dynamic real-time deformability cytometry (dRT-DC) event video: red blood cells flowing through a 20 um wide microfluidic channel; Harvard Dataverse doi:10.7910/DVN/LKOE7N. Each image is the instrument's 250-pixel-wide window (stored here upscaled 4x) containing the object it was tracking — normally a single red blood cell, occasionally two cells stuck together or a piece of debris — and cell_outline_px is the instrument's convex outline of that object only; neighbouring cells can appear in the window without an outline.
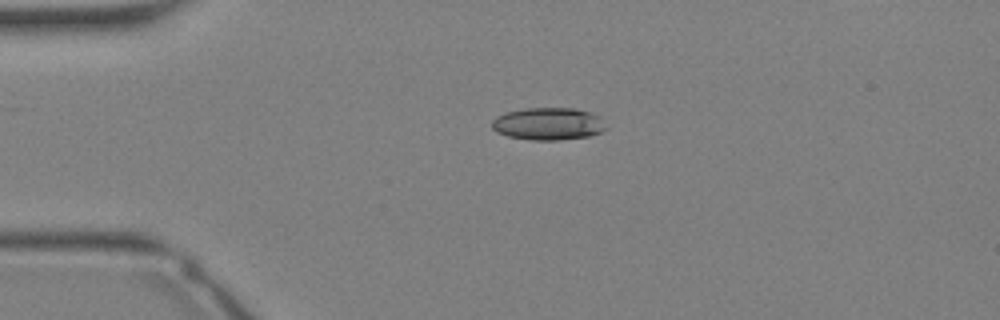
{"species": "Egyptian fruit bat (a non-hibernating species)", "species_latin": "Rousettus aegyptiacus", "temperature_condition": "warm", "stored_images_in_passage": 31, "camera_frame_rate_fps": 3000, "um_per_image_px": 0.085, "animal": {"sex": "female"}, "frame": {"image": 1, "passage_image": 9, "time_ms": 2.667, "image_size_px": [1000, 320], "cell_outline_px": [[608, 128], [600, 132], [588, 136], [560, 140], [532, 140], [508, 136], [496, 132], [492, 128], [492, 120], [496, 116], [504, 112], [524, 108], [576, 108], [600, 116]], "centroid_in_image_um": [46.59, 10.52], "position_along_channel_um": 38.4, "area_um2": 21.73}}
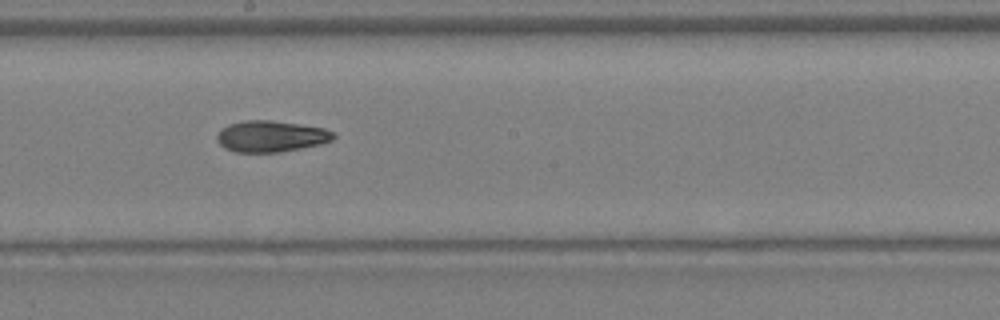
{"frame": {"image": 2, "passage_image": 20, "time_ms": 6.333, "image_size_px": [1000, 320], "cell_outline_px": [[336, 136], [332, 140], [320, 144], [280, 152], [236, 152], [224, 148], [216, 140], [216, 136], [220, 128], [228, 124], [244, 120], [268, 120], [324, 128], [336, 132]], "centroid_in_image_um": [23.0, 11.58], "position_along_channel_um": 225.2, "area_um2": 21.27}}
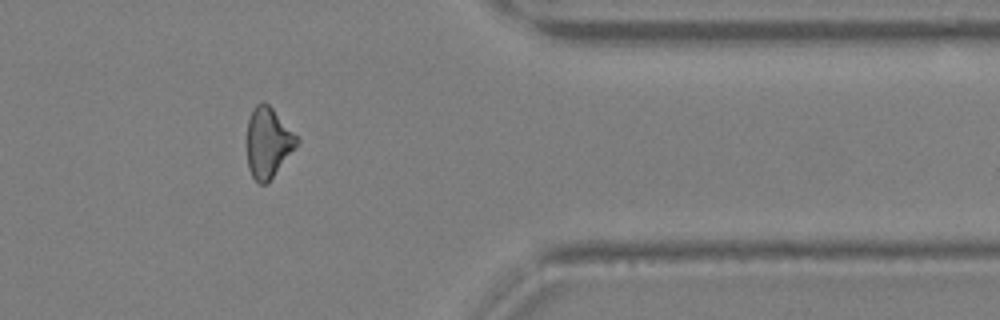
{"frame": {"image": 3, "passage_image": 29, "time_ms": 9.333, "image_size_px": [1000, 320], "cell_outline_px": [[300, 140], [268, 184], [260, 184], [252, 176], [248, 168], [248, 120], [252, 108], [256, 104], [264, 100], [272, 108]], "centroid_in_image_um": [22.77, 12.12], "position_along_channel_um": 388.6, "area_um2": 20.11}}